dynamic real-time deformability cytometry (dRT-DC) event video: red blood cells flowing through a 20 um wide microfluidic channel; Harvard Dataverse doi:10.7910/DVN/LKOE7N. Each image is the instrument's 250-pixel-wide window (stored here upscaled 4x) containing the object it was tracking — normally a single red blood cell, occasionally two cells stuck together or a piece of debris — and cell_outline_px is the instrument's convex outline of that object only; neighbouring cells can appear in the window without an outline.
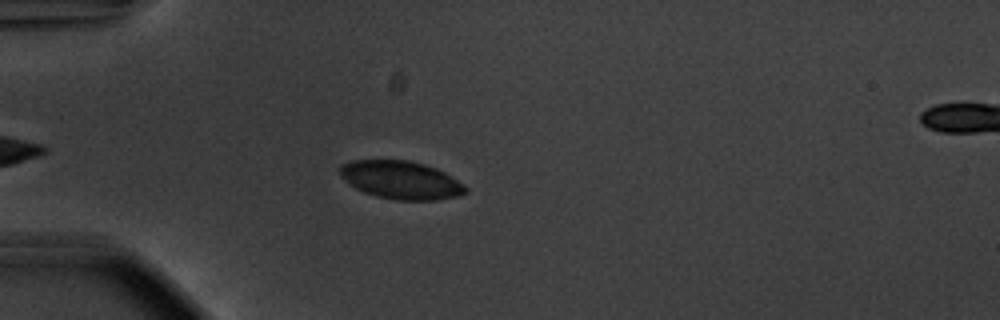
{"species": "common noctule bat (a hibernating species)", "species_latin": "Nyctalus noctula", "temperature_condition": "warm", "stored_images_in_passage": 46, "camera_frame_rate_fps": 3000, "um_per_image_px": 0.085, "animal": {"sex": "male", "body_mass_g": 20.1, "forearm_length_mm": 53.5}, "frame": {"image": 1, "passage_image": 7, "time_ms": 2.0, "image_size_px": [1000, 320], "cell_outline_px": [[468, 192], [460, 196], [436, 200], [396, 200], [376, 196], [364, 192], [348, 184], [340, 176], [336, 168], [340, 164], [352, 160], [408, 160], [424, 164], [436, 168], [452, 176], [464, 184], [468, 188]], "centroid_in_image_um": [34.06, 15.3], "position_along_channel_um": 50.9, "area_um2": 28.32}}
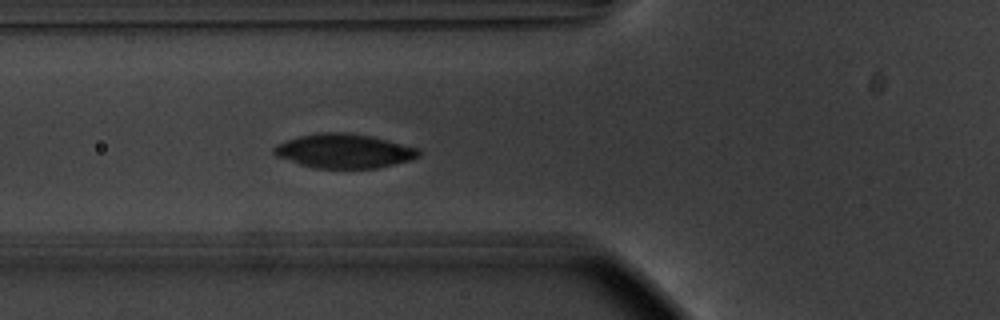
{"frame": {"image": 2, "passage_image": 12, "time_ms": 3.667, "image_size_px": [1000, 320], "cell_outline_px": [[420, 156], [408, 160], [376, 168], [316, 168], [300, 164], [276, 156], [272, 152], [272, 148], [276, 144], [300, 136], [316, 132], [348, 132], [372, 136], [420, 148]], "centroid_in_image_um": [29.23, 12.82], "position_along_channel_um": 96.6, "area_um2": 28.84}}
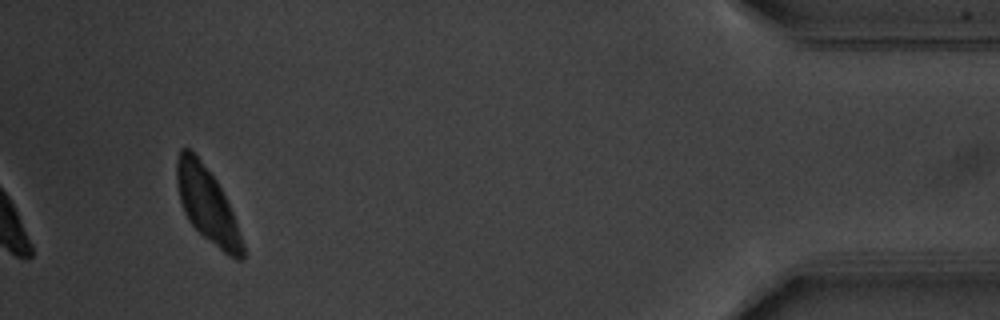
{"frame": {"image": 3, "passage_image": 43, "time_ms": 14.0, "image_size_px": [1000, 320], "cell_outline_px": [[244, 260], [236, 260], [228, 256], [208, 240], [188, 220], [184, 212], [180, 200], [176, 180], [176, 160], [180, 148], [188, 148], [200, 160], [216, 180], [232, 212], [244, 244]], "centroid_in_image_um": [17.61, 17.43], "position_along_channel_um": 417.6, "area_um2": 28.26}}